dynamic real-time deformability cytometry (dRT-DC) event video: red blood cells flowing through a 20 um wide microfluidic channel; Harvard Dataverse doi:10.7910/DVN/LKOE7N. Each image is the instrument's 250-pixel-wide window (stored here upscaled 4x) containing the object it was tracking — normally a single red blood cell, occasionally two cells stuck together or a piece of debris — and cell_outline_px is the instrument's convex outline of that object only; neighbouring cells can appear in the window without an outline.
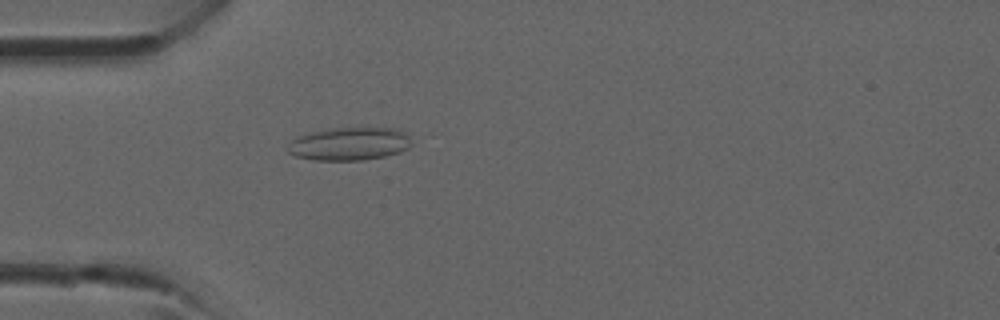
{"species": "common noctule bat (a hibernating species)", "species_latin": "Nyctalus noctula", "temperature_condition": "room temperature", "stored_images_in_passage": 18, "camera_frame_rate_fps": 3000, "um_per_image_px": 0.085, "animal": {"sex": "male", "forearm_length_mm": 52.5}, "frame": {"image": 1, "passage_image": 5, "time_ms": 1.333, "image_size_px": [1000, 320], "cell_outline_px": [[408, 148], [400, 152], [384, 156], [360, 160], [312, 160], [296, 156], [288, 152], [288, 148], [292, 140], [296, 136], [328, 128], [400, 128], [408, 136]], "centroid_in_image_um": [29.67, 12.22], "position_along_channel_um": 55.3, "area_um2": 23.64}}
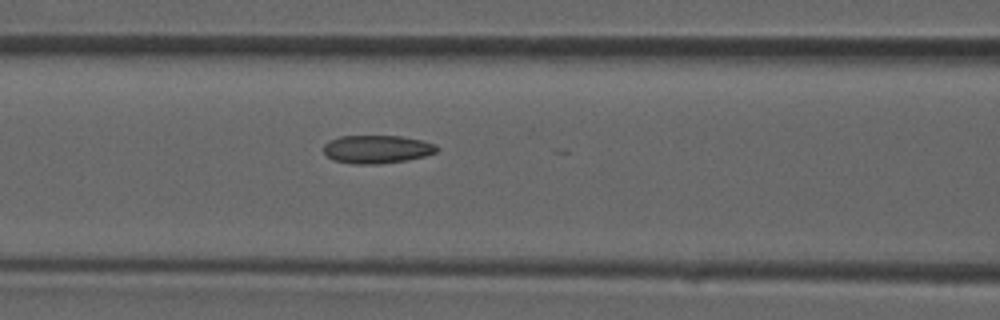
{"frame": {"image": 2, "passage_image": 10, "time_ms": 3.0, "image_size_px": [1000, 320], "cell_outline_px": [[440, 148], [436, 152], [424, 156], [408, 160], [376, 164], [352, 164], [332, 160], [324, 152], [324, 144], [328, 140], [340, 136], [400, 136], [420, 140], [436, 144]], "centroid_in_image_um": [32.03, 12.69], "position_along_channel_um": 134.6, "area_um2": 18.67}}
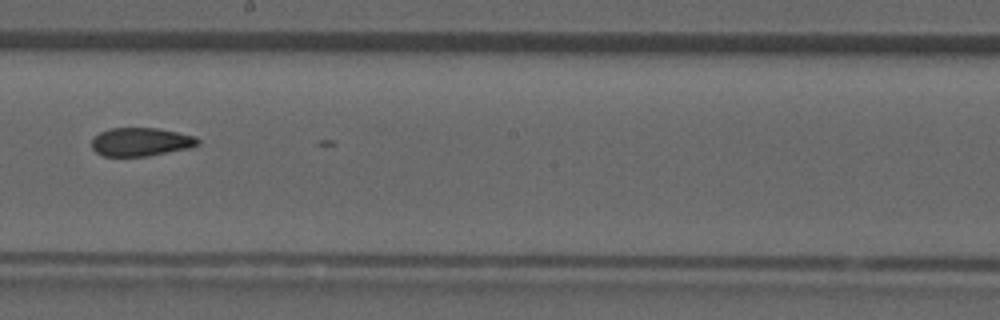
{"frame": {"image": 3, "passage_image": 16, "time_ms": 5.0, "image_size_px": [1000, 320], "cell_outline_px": [[200, 144], [188, 148], [148, 156], [104, 156], [96, 152], [92, 148], [92, 136], [100, 132], [112, 128], [156, 128], [196, 136], [200, 140]], "centroid_in_image_um": [11.96, 12.06], "position_along_channel_um": 236.2, "area_um2": 17.57}}